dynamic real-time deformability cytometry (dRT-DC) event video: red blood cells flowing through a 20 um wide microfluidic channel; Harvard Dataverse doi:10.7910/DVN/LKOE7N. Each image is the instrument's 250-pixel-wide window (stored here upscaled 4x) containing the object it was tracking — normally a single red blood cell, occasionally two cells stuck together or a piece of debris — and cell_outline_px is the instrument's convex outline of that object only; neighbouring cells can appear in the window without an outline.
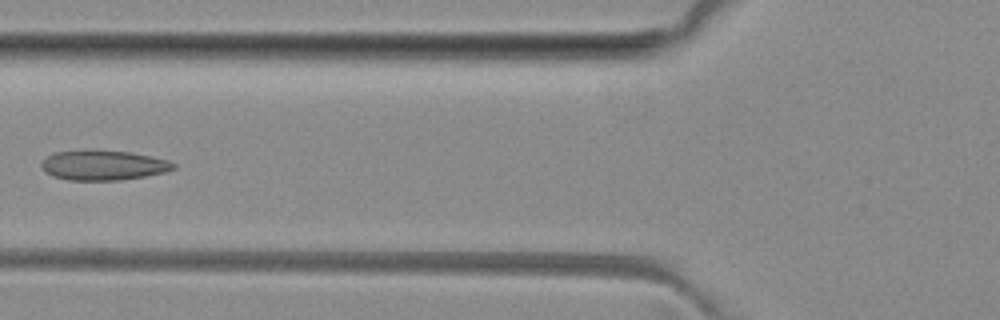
{"species": "common noctule bat (a hibernating species)", "species_latin": "Nyctalus noctula", "temperature_condition": "room temperature", "stored_images_in_passage": 5, "camera_frame_rate_fps": 3000, "um_per_image_px": 0.085, "animal": {"sex": "female", "body_mass_g": 29.2, "forearm_length_mm": 56.3}, "frame": {"image": 1, "passage_image": 5, "time_ms": 6.0, "image_size_px": [1000, 320], "cell_outline_px": [[176, 168], [164, 172], [144, 176], [120, 180], [68, 180], [52, 176], [44, 172], [40, 168], [40, 164], [48, 156], [56, 152], [88, 148], [128, 152], [152, 156], [168, 160], [176, 164]], "centroid_in_image_um": [8.74, 14.02], "position_along_channel_um": 117.1, "area_um2": 23.41}}